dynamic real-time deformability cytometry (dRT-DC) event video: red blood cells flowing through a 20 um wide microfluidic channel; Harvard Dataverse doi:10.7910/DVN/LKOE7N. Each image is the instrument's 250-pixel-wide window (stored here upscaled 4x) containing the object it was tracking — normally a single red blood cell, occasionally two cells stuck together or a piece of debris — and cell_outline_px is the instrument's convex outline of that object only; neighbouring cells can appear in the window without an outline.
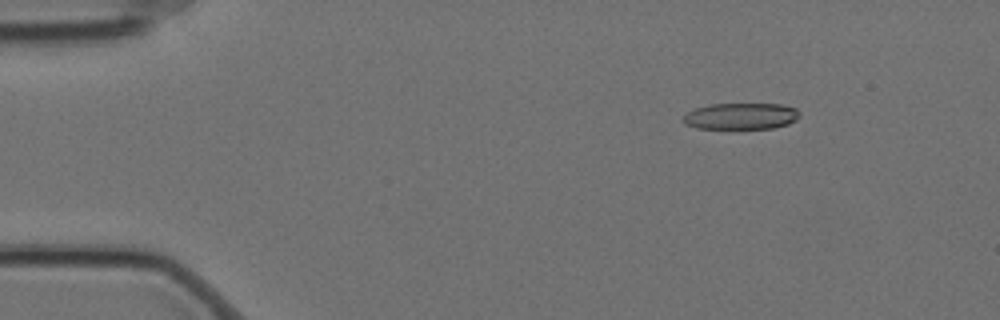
{"species": "Egyptian fruit bat (a non-hibernating species)", "species_latin": "Rousettus aegyptiacus", "temperature_condition": "cold", "stored_images_in_passage": 6, "camera_frame_rate_fps": 3000, "um_per_image_px": 0.085, "animal": {"sex": "female"}, "frame": {"image": 1, "passage_image": 2, "time_ms": 0.333, "image_size_px": [1000, 320], "cell_outline_px": [[800, 116], [796, 120], [788, 124], [772, 128], [696, 128], [684, 124], [680, 120], [688, 112], [696, 108], [712, 104], [780, 104], [796, 108], [800, 112]], "centroid_in_image_um": [62.98, 9.87], "position_along_channel_um": 22.0, "area_um2": 17.92}}
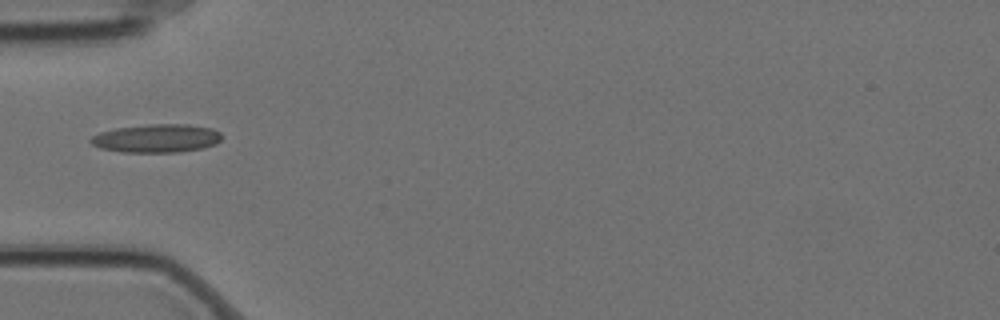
{"frame": {"image": 2, "passage_image": 5, "time_ms": 1.333, "image_size_px": [1000, 320], "cell_outline_px": [[224, 136], [216, 144], [204, 148], [180, 152], [120, 152], [100, 148], [92, 144], [88, 140], [92, 136], [100, 132], [116, 128], [148, 124], [188, 124], [212, 128], [220, 132]], "centroid_in_image_um": [13.34, 11.76], "position_along_channel_um": 71.7, "area_um2": 21.91}}
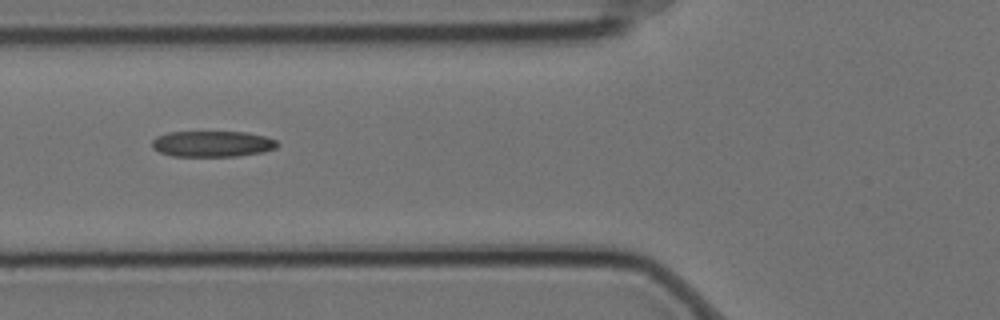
{"frame": {"image": 3, "passage_image": 6, "time_ms": 1.667, "image_size_px": [1000, 320], "cell_outline_px": [[280, 144], [276, 148], [264, 152], [236, 156], [172, 156], [160, 152], [152, 148], [152, 140], [156, 136], [168, 132], [248, 132], [264, 136], [276, 140]], "centroid_in_image_um": [18.06, 12.22], "position_along_channel_um": 107.7, "area_um2": 19.07}}